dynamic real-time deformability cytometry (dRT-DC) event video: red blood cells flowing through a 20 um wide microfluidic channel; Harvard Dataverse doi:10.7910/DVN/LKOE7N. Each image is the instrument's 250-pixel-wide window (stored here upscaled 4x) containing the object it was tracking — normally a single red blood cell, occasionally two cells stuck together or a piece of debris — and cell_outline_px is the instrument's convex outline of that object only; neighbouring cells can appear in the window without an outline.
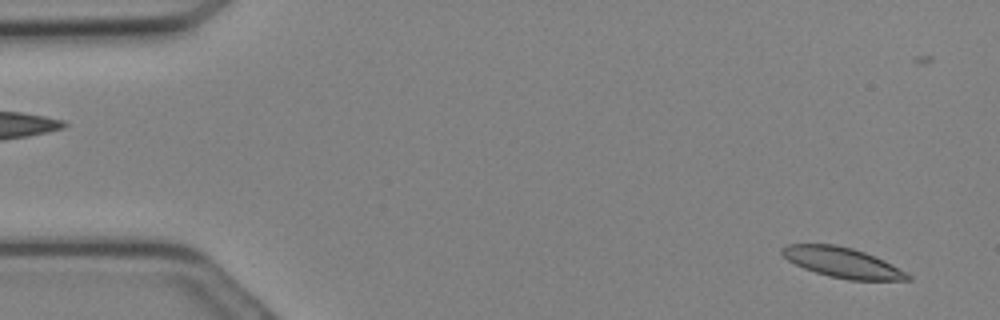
{"species": "Egyptian fruit bat (a non-hibernating species)", "species_latin": "Rousettus aegyptiacus", "temperature_condition": "cold", "stored_images_in_passage": 11, "camera_frame_rate_fps": 3000, "um_per_image_px": 0.085, "animal": {"sex": "female"}, "frame": {"image": 1, "passage_image": 1, "time_ms": 0.0, "image_size_px": [1000, 320], "cell_outline_px": [[912, 280], [848, 280], [828, 276], [804, 268], [788, 260], [780, 252], [780, 248], [788, 244], [836, 244], [852, 248], [864, 252], [884, 260], [912, 276]], "centroid_in_image_um": [71.59, 22.31], "position_along_channel_um": 13.4, "area_um2": 21.96}}
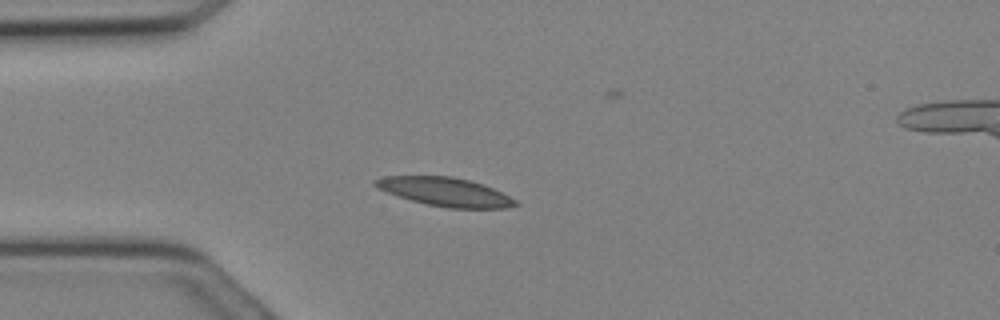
{"frame": {"image": 2, "passage_image": 7, "time_ms": 2.0, "image_size_px": [1000, 320], "cell_outline_px": [[520, 204], [504, 208], [448, 208], [428, 204], [412, 200], [376, 188], [372, 184], [372, 180], [384, 176], [452, 176], [484, 184], [516, 200]], "centroid_in_image_um": [37.81, 16.3], "position_along_channel_um": 47.2, "area_um2": 23.18}}
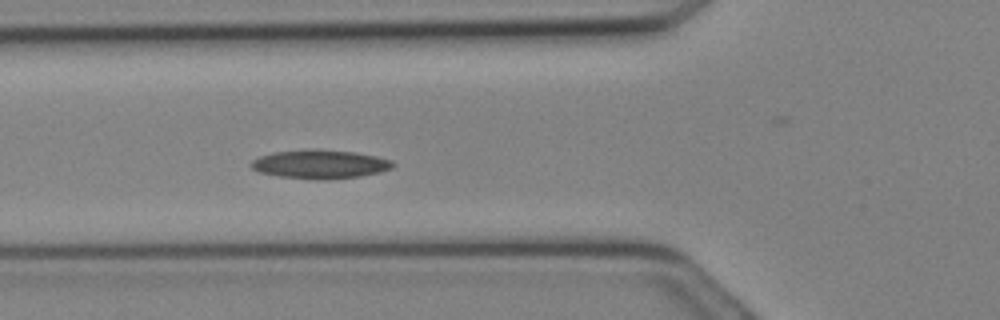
{"frame": {"image": 3, "passage_image": 10, "time_ms": 3.0, "image_size_px": [1000, 320], "cell_outline_px": [[396, 164], [392, 168], [380, 172], [360, 176], [324, 180], [316, 180], [276, 176], [260, 172], [252, 168], [248, 164], [252, 160], [260, 156], [272, 152], [308, 148], [316, 148], [356, 152], [376, 156], [392, 160]], "centroid_in_image_um": [27.19, 13.94], "position_along_channel_um": 98.6, "area_um2": 24.28}}